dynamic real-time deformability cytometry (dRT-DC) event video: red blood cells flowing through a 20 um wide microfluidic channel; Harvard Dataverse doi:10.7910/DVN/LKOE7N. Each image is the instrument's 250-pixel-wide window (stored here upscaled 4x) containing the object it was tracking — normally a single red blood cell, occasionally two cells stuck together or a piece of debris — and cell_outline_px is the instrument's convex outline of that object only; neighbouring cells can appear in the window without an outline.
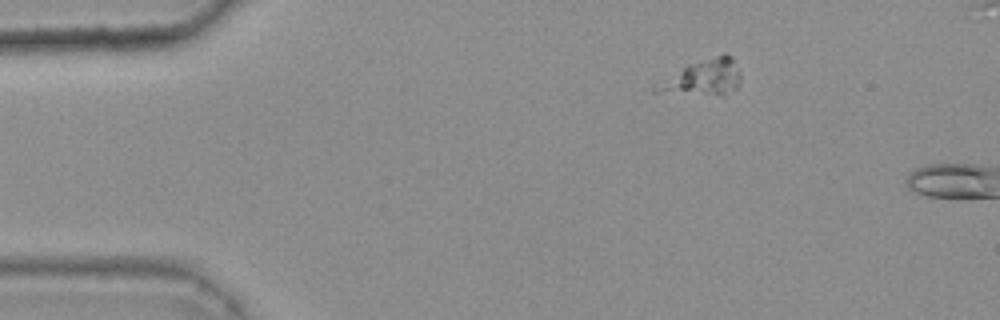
{"species": "common noctule bat (a hibernating species)", "species_latin": "Nyctalus noctula", "temperature_condition": "warm", "stored_images_in_passage": 3, "camera_frame_rate_fps": 3000, "um_per_image_px": 0.085, "animal": {"sex": "female", "body_mass_g": 25.1}, "frame": {"image": 1, "passage_image": 1, "time_ms": 0.0, "image_size_px": [1000, 320], "cell_outline_px": [[740, 80], [736, 88], [724, 96], [720, 96], [652, 92], [652, 88], [688, 64], [724, 52], [732, 56], [740, 72]], "centroid_in_image_um": [59.82, 6.6], "position_along_channel_um": 25.2, "area_um2": 17.69}}